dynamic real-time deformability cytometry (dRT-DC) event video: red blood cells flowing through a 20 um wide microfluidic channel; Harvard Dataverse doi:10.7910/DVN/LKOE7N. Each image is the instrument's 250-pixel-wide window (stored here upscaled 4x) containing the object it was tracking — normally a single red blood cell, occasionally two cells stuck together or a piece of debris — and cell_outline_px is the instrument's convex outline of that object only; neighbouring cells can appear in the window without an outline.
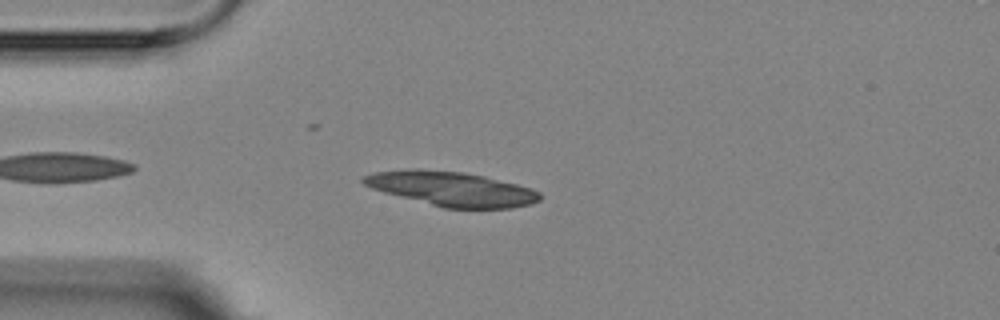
{"species": "Egyptian fruit bat (a non-hibernating species)", "species_latin": "Rousettus aegyptiacus", "temperature_condition": "room temperature", "stored_images_in_passage": 4, "camera_frame_rate_fps": 3000, "um_per_image_px": 0.085, "animal": {"sex": "female"}, "frame": {"image": 1, "passage_image": 4, "time_ms": 3.333, "image_size_px": [1000, 320], "cell_outline_px": [[540, 200], [532, 204], [512, 208], [444, 208], [384, 192], [372, 188], [364, 184], [360, 180], [364, 176], [372, 172], [412, 168], [420, 168], [460, 172], [484, 176], [532, 188], [540, 192]], "centroid_in_image_um": [38.38, 16.04], "position_along_channel_um": 46.6, "area_um2": 35.37}}